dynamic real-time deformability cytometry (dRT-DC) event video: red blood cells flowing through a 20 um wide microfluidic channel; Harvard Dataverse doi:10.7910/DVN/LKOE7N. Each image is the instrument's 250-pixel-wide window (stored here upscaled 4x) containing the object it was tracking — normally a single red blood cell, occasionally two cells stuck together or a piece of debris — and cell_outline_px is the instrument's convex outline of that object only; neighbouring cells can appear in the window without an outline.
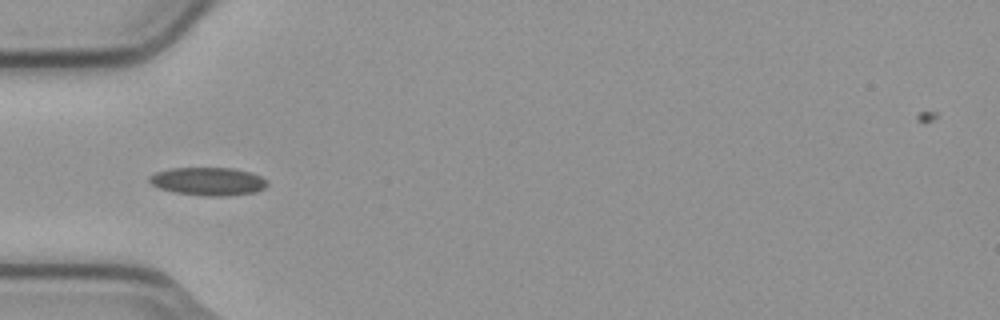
{"species": "common noctule bat (a hibernating species)", "species_latin": "Nyctalus noctula", "temperature_condition": "cold", "stored_images_in_passage": 6, "camera_frame_rate_fps": 3000, "um_per_image_px": 0.085, "animal": {"sex": "male", "body_mass_g": 23.1, "forearm_length_mm": 52.7}, "frame": {"image": 1, "passage_image": 4, "time_ms": 1.0, "image_size_px": [1000, 320], "cell_outline_px": [[268, 184], [264, 188], [256, 192], [228, 196], [204, 196], [176, 192], [160, 188], [152, 184], [148, 180], [148, 176], [156, 172], [172, 168], [232, 168], [252, 172], [268, 180]], "centroid_in_image_um": [17.73, 15.41], "position_along_channel_um": 67.3, "area_um2": 19.36}}
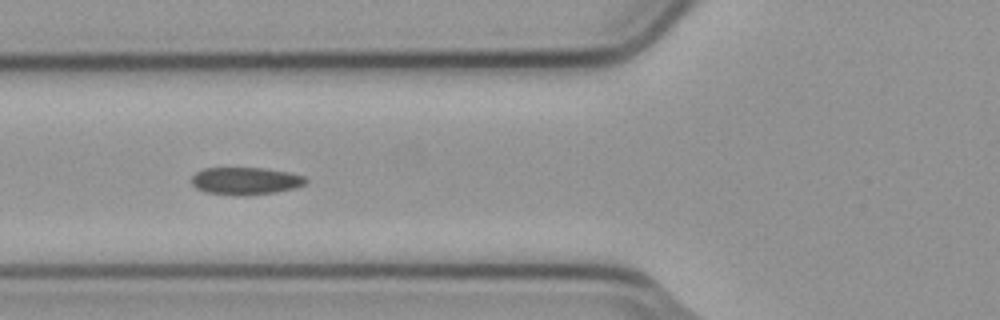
{"frame": {"image": 2, "passage_image": 5, "time_ms": 1.333, "image_size_px": [1000, 320], "cell_outline_px": [[308, 180], [304, 184], [296, 188], [276, 192], [248, 196], [236, 196], [204, 192], [196, 188], [192, 184], [192, 176], [196, 172], [204, 168], [264, 168], [288, 172], [304, 176]], "centroid_in_image_um": [20.86, 15.39], "position_along_channel_um": 104.9, "area_um2": 18.5}}
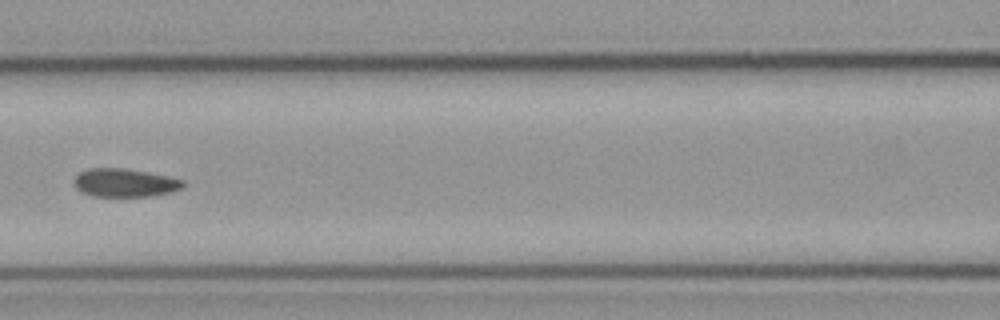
{"frame": {"image": 3, "passage_image": 6, "time_ms": 1.667, "image_size_px": [1000, 320], "cell_outline_px": [[184, 184], [180, 188], [172, 192], [152, 196], [92, 196], [80, 192], [76, 188], [72, 180], [80, 172], [88, 168], [124, 168], [168, 176], [184, 180]], "centroid_in_image_um": [10.57, 15.54], "position_along_channel_um": 156.0, "area_um2": 18.03}}